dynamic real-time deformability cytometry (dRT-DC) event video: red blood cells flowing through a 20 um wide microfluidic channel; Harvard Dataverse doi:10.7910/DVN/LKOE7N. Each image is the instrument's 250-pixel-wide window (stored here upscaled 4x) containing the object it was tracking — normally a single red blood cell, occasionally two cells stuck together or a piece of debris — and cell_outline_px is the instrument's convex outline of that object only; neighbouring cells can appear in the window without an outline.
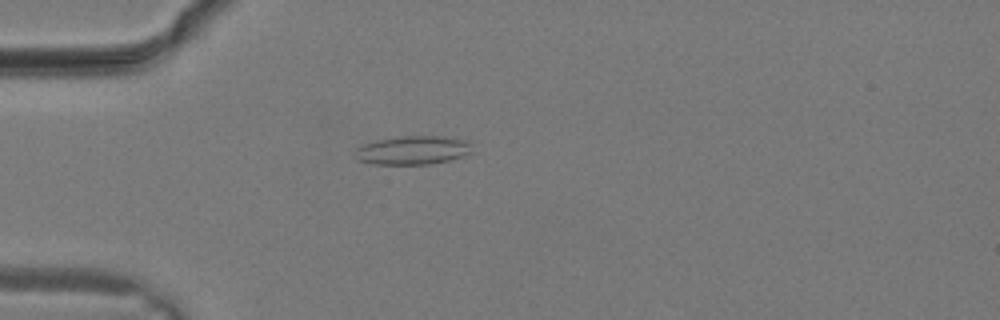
{"species": "common noctule bat (a hibernating species)", "species_latin": "Nyctalus noctula", "temperature_condition": "warm", "stored_images_in_passage": 22, "camera_frame_rate_fps": 3000, "um_per_image_px": 0.085, "animal": {"sex": "male", "body_mass_g": 19.2, "forearm_length_mm": 51.8}, "frame": {"image": 1, "passage_image": 1, "time_ms": 0.0, "image_size_px": [1000, 320], "cell_outline_px": [[476, 152], [448, 160], [432, 164], [372, 164], [356, 160], [356, 148], [364, 144], [376, 140], [396, 136], [444, 136], [460, 140], [468, 144]], "centroid_in_image_um": [35.05, 12.77], "position_along_channel_um": 49.9, "area_um2": 19.54}}
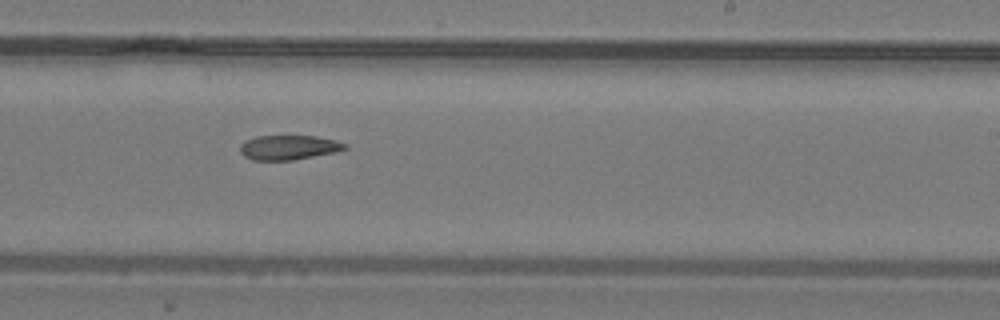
{"frame": {"image": 2, "passage_image": 11, "time_ms": 3.333, "image_size_px": [1000, 320], "cell_outline_px": [[348, 148], [336, 152], [292, 160], [252, 160], [244, 156], [240, 152], [240, 144], [244, 140], [256, 136], [316, 136], [336, 140], [344, 144]], "centroid_in_image_um": [24.5, 12.53], "position_along_channel_um": 264.5, "area_um2": 15.03}}
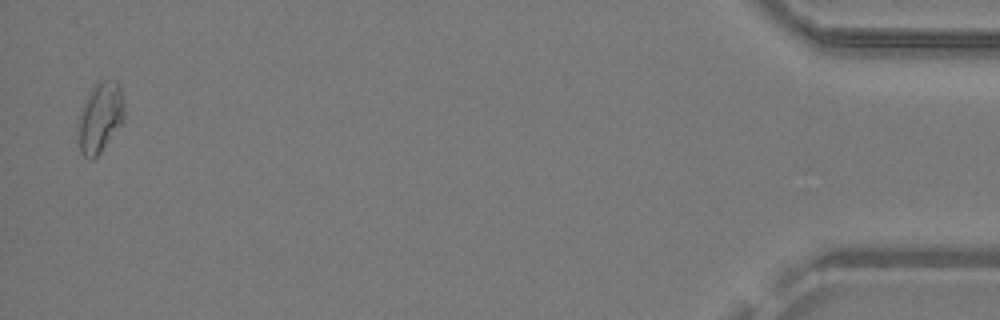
{"frame": {"image": 3, "passage_image": 22, "time_ms": 7.0, "image_size_px": [1000, 320], "cell_outline_px": [[124, 120], [100, 152], [92, 160], [88, 160], [80, 152], [80, 116], [88, 92], [100, 80], [116, 80], [120, 84], [124, 104]], "centroid_in_image_um": [8.55, 9.95], "position_along_channel_um": 426.6, "area_um2": 18.44}}